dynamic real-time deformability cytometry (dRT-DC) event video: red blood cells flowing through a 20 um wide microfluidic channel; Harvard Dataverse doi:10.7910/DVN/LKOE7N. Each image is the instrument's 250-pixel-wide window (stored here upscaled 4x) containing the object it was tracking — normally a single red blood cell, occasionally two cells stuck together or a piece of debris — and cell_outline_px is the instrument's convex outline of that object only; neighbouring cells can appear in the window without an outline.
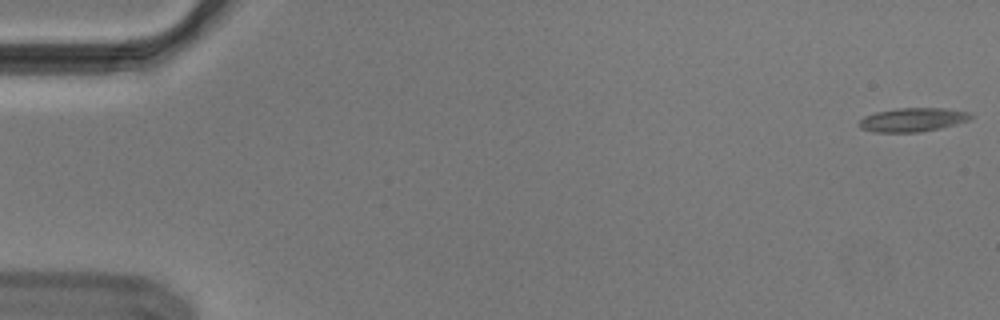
{"species": "Egyptian fruit bat (a non-hibernating species)", "species_latin": "Rousettus aegyptiacus", "temperature_condition": "cold", "stored_images_in_passage": 55, "camera_frame_rate_fps": 3000, "um_per_image_px": 0.085, "animal": {"sex": "male"}, "frame": {"image": 1, "passage_image": 1, "time_ms": 0.0, "image_size_px": [1000, 320], "cell_outline_px": [[972, 116], [968, 120], [956, 124], [940, 128], [920, 132], [872, 132], [860, 128], [860, 120], [864, 116], [876, 112], [896, 108], [944, 108], [968, 112]], "centroid_in_image_um": [77.55, 10.18], "position_along_channel_um": 7.4, "area_um2": 15.37}}
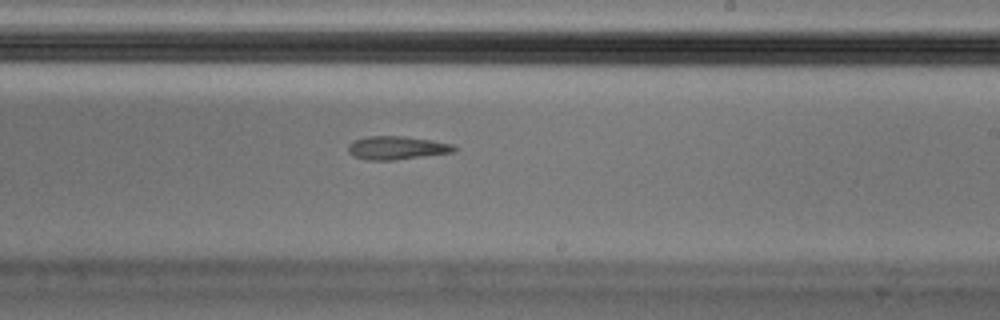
{"frame": {"image": 2, "passage_image": 33, "time_ms": 10.667, "image_size_px": [1000, 320], "cell_outline_px": [[456, 152], [392, 160], [364, 160], [352, 156], [348, 152], [348, 144], [352, 140], [368, 136], [404, 136], [432, 140], [456, 144]], "centroid_in_image_um": [33.72, 12.56], "position_along_channel_um": 255.3, "area_um2": 14.68}}
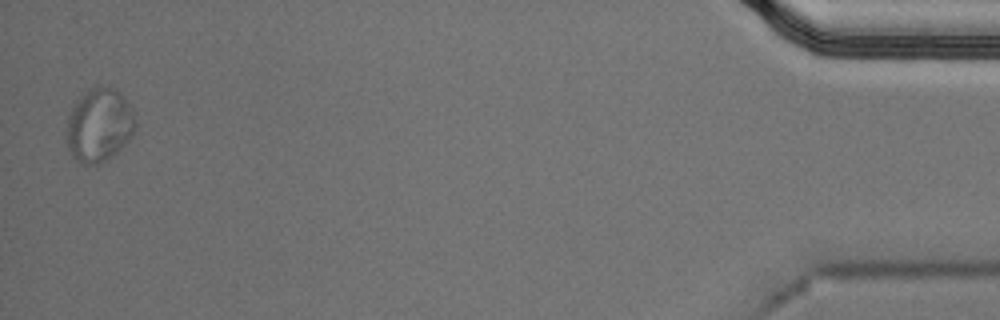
{"frame": {"image": 3, "passage_image": 54, "time_ms": 17.667, "image_size_px": [1000, 320], "cell_outline_px": [[136, 128], [132, 136], [112, 156], [96, 164], [84, 164], [76, 160], [72, 156], [68, 148], [64, 136], [68, 116], [76, 100], [88, 88], [96, 84], [100, 84], [116, 88], [128, 104], [136, 120]], "centroid_in_image_um": [8.39, 10.6], "position_along_channel_um": 426.8, "area_um2": 29.88}}